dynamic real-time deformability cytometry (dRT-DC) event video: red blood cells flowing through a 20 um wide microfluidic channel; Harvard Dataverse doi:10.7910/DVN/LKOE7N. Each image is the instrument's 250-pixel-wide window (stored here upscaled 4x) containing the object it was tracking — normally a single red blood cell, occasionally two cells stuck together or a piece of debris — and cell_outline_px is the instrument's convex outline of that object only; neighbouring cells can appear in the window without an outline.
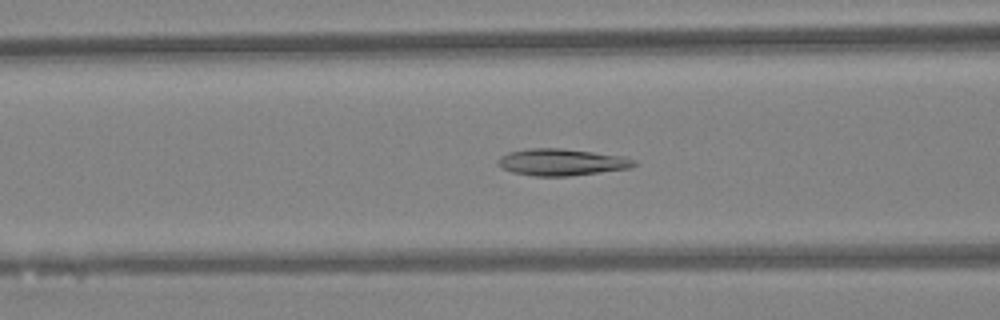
{"species": "Egyptian fruit bat (a non-hibernating species)", "species_latin": "Rousettus aegyptiacus", "temperature_condition": "warm", "stored_images_in_passage": 48, "camera_frame_rate_fps": 3000, "um_per_image_px": 0.085, "animal": {"sex": "female"}, "frame": {"image": 1, "passage_image": 19, "time_ms": 6.0, "image_size_px": [1000, 320], "cell_outline_px": [[640, 164], [628, 168], [600, 172], [568, 176], [532, 176], [512, 172], [500, 168], [496, 164], [496, 160], [500, 156], [508, 152], [528, 148], [560, 148], [624, 156]], "centroid_in_image_um": [47.67, 13.78], "position_along_channel_um": 118.9, "area_um2": 21.33}}
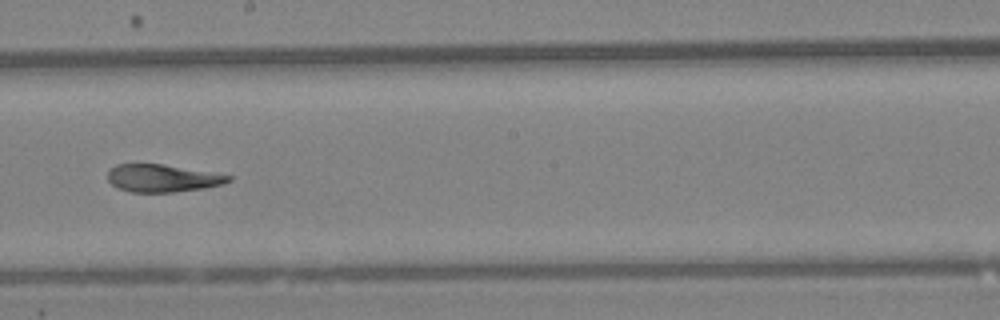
{"frame": {"image": 2, "passage_image": 27, "time_ms": 8.667, "image_size_px": [1000, 320], "cell_outline_px": [[232, 180], [224, 184], [204, 188], [172, 192], [128, 192], [116, 188], [108, 180], [108, 172], [116, 164], [160, 164], [232, 176]], "centroid_in_image_um": [13.77, 15.16], "position_along_channel_um": 234.4, "area_um2": 19.19}}
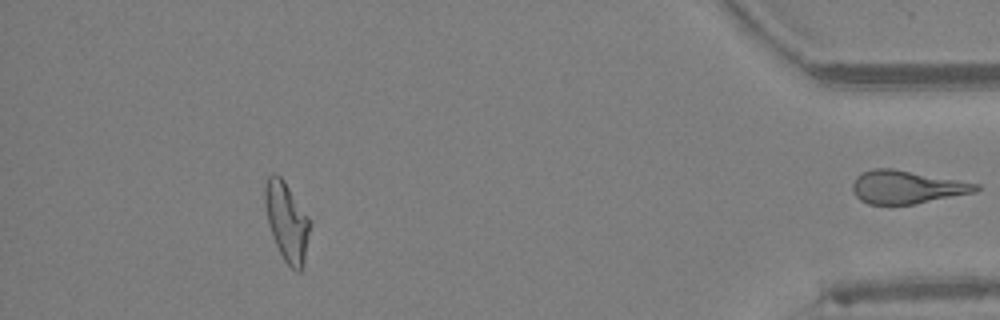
{"frame": {"image": 3, "passage_image": 43, "time_ms": 14.0, "image_size_px": [1000, 320], "cell_outline_px": [[312, 224], [304, 264], [300, 272], [296, 272], [284, 260], [276, 244], [268, 220], [264, 204], [264, 188], [268, 176], [272, 172], [276, 172], [284, 180], [308, 216]], "centroid_in_image_um": [24.4, 18.82], "position_along_channel_um": 410.8, "area_um2": 20.75}, "authors_computed_cell_mechanics": {"area_um2": 21.4727, "velocity_mm_per_s": 4.3569, "shape_relaxation_time_tau1_ms": 10.7242, "shape_relaxation_time_tau2_ms": 2.4442, "deformation_change_tau1": 0.2928, "deformation_change_tau2": 0.1005}}